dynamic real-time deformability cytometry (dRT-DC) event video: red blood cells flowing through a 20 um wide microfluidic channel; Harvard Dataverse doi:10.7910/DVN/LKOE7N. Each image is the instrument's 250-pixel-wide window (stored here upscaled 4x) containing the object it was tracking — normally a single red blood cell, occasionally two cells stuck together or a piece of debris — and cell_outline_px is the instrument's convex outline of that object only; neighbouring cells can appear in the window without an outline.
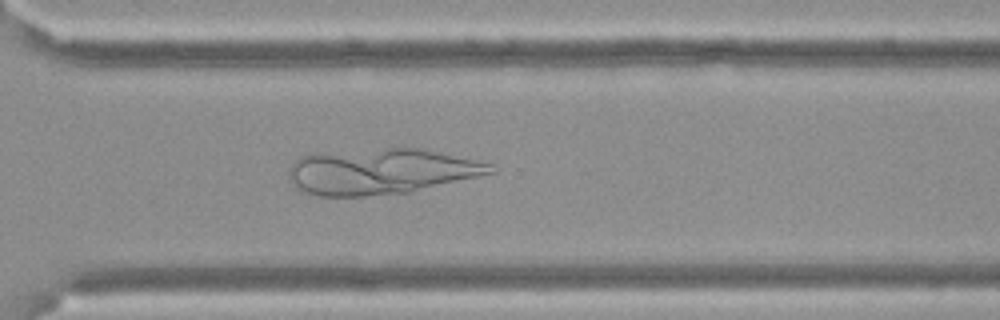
{"species": "Egyptian fruit bat (a non-hibernating species)", "species_latin": "Rousettus aegyptiacus", "temperature_condition": "cold", "stored_images_in_passage": 56, "camera_frame_rate_fps": 3000, "um_per_image_px": 0.085, "frame": {"image": 1, "passage_image": 40, "time_ms": 13.0, "image_size_px": [1000, 320], "cell_outline_px": [[496, 172], [412, 192], [364, 196], [320, 196], [300, 192], [296, 188], [288, 176], [288, 168], [300, 156], [388, 148], [420, 148], [496, 164]], "centroid_in_image_um": [32.43, 14.59], "position_along_channel_um": 338.2, "area_um2": 53.52}}